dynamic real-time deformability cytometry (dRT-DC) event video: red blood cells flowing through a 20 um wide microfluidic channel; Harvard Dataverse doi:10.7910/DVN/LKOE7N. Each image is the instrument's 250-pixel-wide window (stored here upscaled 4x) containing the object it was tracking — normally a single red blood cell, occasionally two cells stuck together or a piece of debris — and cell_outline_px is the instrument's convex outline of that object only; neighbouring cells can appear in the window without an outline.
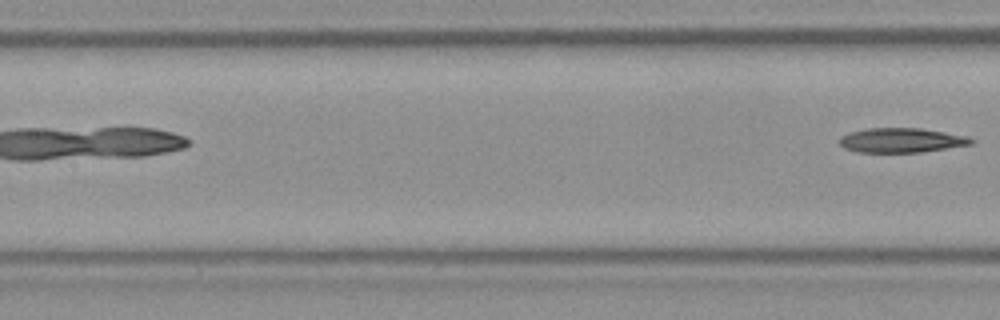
{"species": "Egyptian fruit bat (a non-hibernating species)", "species_latin": "Rousettus aegyptiacus", "temperature_condition": "room temperature", "stored_images_in_passage": 5, "camera_frame_rate_fps": 3000, "um_per_image_px": 0.085, "frame": {"image": 1, "passage_image": 5, "time_ms": 1.333, "image_size_px": [1000, 320], "cell_outline_px": [[976, 140], [972, 144], [920, 152], [856, 152], [844, 148], [840, 144], [840, 136], [848, 132], [868, 128], [920, 128], [968, 136]], "centroid_in_image_um": [76.6, 11.92], "position_along_channel_um": 130.8, "area_um2": 18.84}}